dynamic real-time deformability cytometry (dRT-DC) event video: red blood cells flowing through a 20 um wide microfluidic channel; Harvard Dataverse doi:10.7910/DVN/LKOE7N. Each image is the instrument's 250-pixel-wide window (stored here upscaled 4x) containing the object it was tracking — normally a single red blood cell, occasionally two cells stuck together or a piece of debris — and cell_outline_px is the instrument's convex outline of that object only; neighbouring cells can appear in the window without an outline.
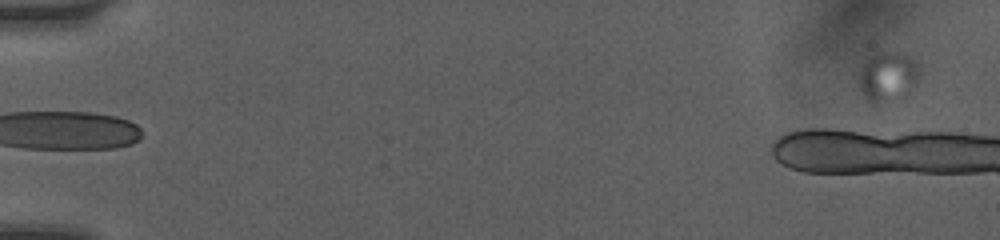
{"species": "human", "species_latin": "Homo sapiens", "temperature_condition": "room temperature", "stored_images_in_passage": 8, "segment_of_instrument_passage": [2, 2], "camera_frame_rate_fps": 3000, "um_per_image_px": 0.085, "donor": {"sex": "female"}, "frame": {"image": 1, "passage_image": 8, "time_ms": 5.667, "image_size_px": [1000, 240], "cell_outline_px": [[920, 72], [916, 84], [900, 100], [876, 104], [864, 96], [860, 88], [860, 72], [864, 64], [872, 56], [884, 52], [900, 52], [908, 56], [916, 64]], "centroid_in_image_um": [75.5, 6.55], "position_along_channel_um": 9.5, "area_um2": 17.22}}